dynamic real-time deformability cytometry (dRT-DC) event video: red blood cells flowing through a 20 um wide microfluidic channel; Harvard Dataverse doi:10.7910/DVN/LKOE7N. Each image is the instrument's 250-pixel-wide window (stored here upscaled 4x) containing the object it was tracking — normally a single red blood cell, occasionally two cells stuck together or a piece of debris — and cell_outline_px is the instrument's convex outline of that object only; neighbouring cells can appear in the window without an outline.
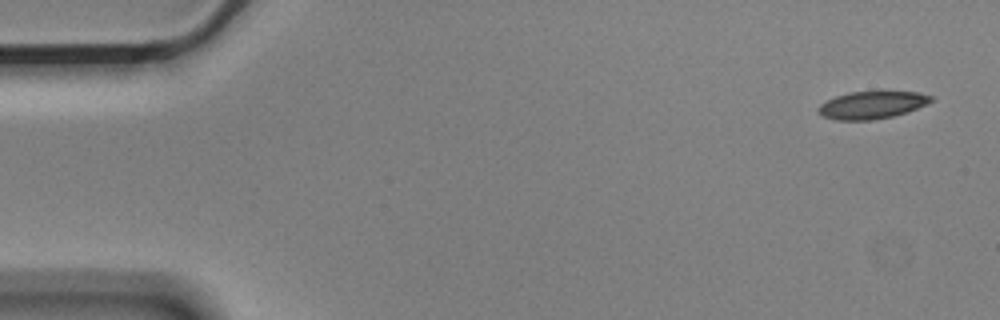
{"species": "Egyptian fruit bat (a non-hibernating species)", "species_latin": "Rousettus aegyptiacus", "temperature_condition": "cold", "stored_images_in_passage": 5, "camera_frame_rate_fps": 3000, "um_per_image_px": 0.085, "animal": {"sex": "male"}, "frame": {"image": 1, "passage_image": 1, "time_ms": 0.0, "image_size_px": [1000, 320], "cell_outline_px": [[932, 100], [928, 104], [908, 112], [892, 116], [872, 120], [836, 120], [824, 116], [816, 112], [816, 108], [820, 104], [836, 96], [848, 92], [916, 92], [932, 96]], "centroid_in_image_um": [74.09, 8.93], "position_along_channel_um": 10.9, "area_um2": 17.98}}
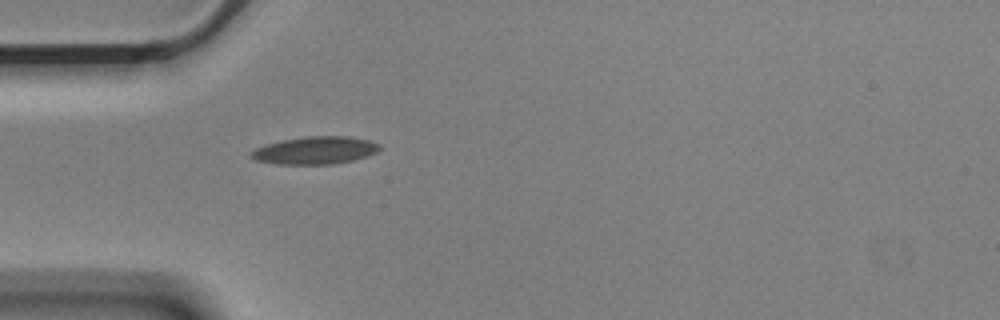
{"frame": {"image": 2, "passage_image": 5, "time_ms": 1.333, "image_size_px": [1000, 320], "cell_outline_px": [[380, 148], [376, 152], [352, 160], [332, 164], [276, 164], [256, 160], [248, 156], [248, 152], [264, 144], [304, 136], [348, 136], [368, 140], [380, 144]], "centroid_in_image_um": [26.72, 12.77], "position_along_channel_um": 58.3, "area_um2": 20.63}}